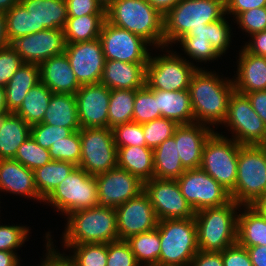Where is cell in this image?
<instances>
[{"mask_svg":"<svg viewBox=\"0 0 266 266\" xmlns=\"http://www.w3.org/2000/svg\"><path fill=\"white\" fill-rule=\"evenodd\" d=\"M214 71L198 68L192 75L188 88L194 122L205 124H222L226 117L229 99L234 92L233 80L219 78ZM217 123V124H216Z\"/></svg>","mask_w":266,"mask_h":266,"instance_id":"cell-1","label":"cell"},{"mask_svg":"<svg viewBox=\"0 0 266 266\" xmlns=\"http://www.w3.org/2000/svg\"><path fill=\"white\" fill-rule=\"evenodd\" d=\"M164 15L147 0H113L106 20L140 36L151 46L164 48ZM152 43V44H151Z\"/></svg>","mask_w":266,"mask_h":266,"instance_id":"cell-2","label":"cell"},{"mask_svg":"<svg viewBox=\"0 0 266 266\" xmlns=\"http://www.w3.org/2000/svg\"><path fill=\"white\" fill-rule=\"evenodd\" d=\"M242 209L234 200L221 206L195 212L199 250L222 252L237 242L238 212Z\"/></svg>","mask_w":266,"mask_h":266,"instance_id":"cell-3","label":"cell"},{"mask_svg":"<svg viewBox=\"0 0 266 266\" xmlns=\"http://www.w3.org/2000/svg\"><path fill=\"white\" fill-rule=\"evenodd\" d=\"M63 245L108 244L119 240L115 208L94 206L67 215Z\"/></svg>","mask_w":266,"mask_h":266,"instance_id":"cell-4","label":"cell"},{"mask_svg":"<svg viewBox=\"0 0 266 266\" xmlns=\"http://www.w3.org/2000/svg\"><path fill=\"white\" fill-rule=\"evenodd\" d=\"M226 15L225 0H180L164 15V47Z\"/></svg>","mask_w":266,"mask_h":266,"instance_id":"cell-5","label":"cell"},{"mask_svg":"<svg viewBox=\"0 0 266 266\" xmlns=\"http://www.w3.org/2000/svg\"><path fill=\"white\" fill-rule=\"evenodd\" d=\"M158 266H190L199 251L195 218L163 219L158 222Z\"/></svg>","mask_w":266,"mask_h":266,"instance_id":"cell-6","label":"cell"},{"mask_svg":"<svg viewBox=\"0 0 266 266\" xmlns=\"http://www.w3.org/2000/svg\"><path fill=\"white\" fill-rule=\"evenodd\" d=\"M266 191V146L241 145L237 177L231 199L240 206H253Z\"/></svg>","mask_w":266,"mask_h":266,"instance_id":"cell-7","label":"cell"},{"mask_svg":"<svg viewBox=\"0 0 266 266\" xmlns=\"http://www.w3.org/2000/svg\"><path fill=\"white\" fill-rule=\"evenodd\" d=\"M240 144L234 139L213 132L206 140L200 169L231 192L236 183Z\"/></svg>","mask_w":266,"mask_h":266,"instance_id":"cell-8","label":"cell"},{"mask_svg":"<svg viewBox=\"0 0 266 266\" xmlns=\"http://www.w3.org/2000/svg\"><path fill=\"white\" fill-rule=\"evenodd\" d=\"M66 215L98 205L96 178L76 167L44 200Z\"/></svg>","mask_w":266,"mask_h":266,"instance_id":"cell-9","label":"cell"},{"mask_svg":"<svg viewBox=\"0 0 266 266\" xmlns=\"http://www.w3.org/2000/svg\"><path fill=\"white\" fill-rule=\"evenodd\" d=\"M152 57L146 66L145 85L164 91L188 90L192 75L198 69L193 63L174 51ZM174 52V53H173Z\"/></svg>","mask_w":266,"mask_h":266,"instance_id":"cell-10","label":"cell"},{"mask_svg":"<svg viewBox=\"0 0 266 266\" xmlns=\"http://www.w3.org/2000/svg\"><path fill=\"white\" fill-rule=\"evenodd\" d=\"M222 124L230 128L232 139L240 145L266 144V125L252 108L246 94L234 90L229 99L227 117Z\"/></svg>","mask_w":266,"mask_h":266,"instance_id":"cell-11","label":"cell"},{"mask_svg":"<svg viewBox=\"0 0 266 266\" xmlns=\"http://www.w3.org/2000/svg\"><path fill=\"white\" fill-rule=\"evenodd\" d=\"M81 160L78 167L89 175H98L117 167V147L110 128L80 130Z\"/></svg>","mask_w":266,"mask_h":266,"instance_id":"cell-12","label":"cell"},{"mask_svg":"<svg viewBox=\"0 0 266 266\" xmlns=\"http://www.w3.org/2000/svg\"><path fill=\"white\" fill-rule=\"evenodd\" d=\"M99 39L105 60L127 63H148L150 44L134 33L117 27L105 20Z\"/></svg>","mask_w":266,"mask_h":266,"instance_id":"cell-13","label":"cell"},{"mask_svg":"<svg viewBox=\"0 0 266 266\" xmlns=\"http://www.w3.org/2000/svg\"><path fill=\"white\" fill-rule=\"evenodd\" d=\"M176 181L195 212L231 200L230 192L200 168L186 170Z\"/></svg>","mask_w":266,"mask_h":266,"instance_id":"cell-14","label":"cell"},{"mask_svg":"<svg viewBox=\"0 0 266 266\" xmlns=\"http://www.w3.org/2000/svg\"><path fill=\"white\" fill-rule=\"evenodd\" d=\"M144 192L148 195L159 221L195 216L194 209L182 195L176 180L152 178L144 182Z\"/></svg>","mask_w":266,"mask_h":266,"instance_id":"cell-15","label":"cell"},{"mask_svg":"<svg viewBox=\"0 0 266 266\" xmlns=\"http://www.w3.org/2000/svg\"><path fill=\"white\" fill-rule=\"evenodd\" d=\"M98 206L116 208L144 191V182L130 172L115 167L95 175Z\"/></svg>","mask_w":266,"mask_h":266,"instance_id":"cell-16","label":"cell"},{"mask_svg":"<svg viewBox=\"0 0 266 266\" xmlns=\"http://www.w3.org/2000/svg\"><path fill=\"white\" fill-rule=\"evenodd\" d=\"M119 240L151 231L158 226L159 219L148 195L142 191L138 196L115 208Z\"/></svg>","mask_w":266,"mask_h":266,"instance_id":"cell-17","label":"cell"},{"mask_svg":"<svg viewBox=\"0 0 266 266\" xmlns=\"http://www.w3.org/2000/svg\"><path fill=\"white\" fill-rule=\"evenodd\" d=\"M80 85L101 82L105 57L100 39L66 43L64 52Z\"/></svg>","mask_w":266,"mask_h":266,"instance_id":"cell-18","label":"cell"},{"mask_svg":"<svg viewBox=\"0 0 266 266\" xmlns=\"http://www.w3.org/2000/svg\"><path fill=\"white\" fill-rule=\"evenodd\" d=\"M24 63L38 64L65 52L64 29H45L15 39L10 44Z\"/></svg>","mask_w":266,"mask_h":266,"instance_id":"cell-19","label":"cell"},{"mask_svg":"<svg viewBox=\"0 0 266 266\" xmlns=\"http://www.w3.org/2000/svg\"><path fill=\"white\" fill-rule=\"evenodd\" d=\"M110 93L101 83L81 85L75 94L81 129L108 128Z\"/></svg>","mask_w":266,"mask_h":266,"instance_id":"cell-20","label":"cell"},{"mask_svg":"<svg viewBox=\"0 0 266 266\" xmlns=\"http://www.w3.org/2000/svg\"><path fill=\"white\" fill-rule=\"evenodd\" d=\"M213 132L214 130L207 125L195 122L176 127L173 136L185 170L200 167L205 142Z\"/></svg>","mask_w":266,"mask_h":266,"instance_id":"cell-21","label":"cell"},{"mask_svg":"<svg viewBox=\"0 0 266 266\" xmlns=\"http://www.w3.org/2000/svg\"><path fill=\"white\" fill-rule=\"evenodd\" d=\"M39 68L40 81L53 93L75 95L81 87L65 53L48 58Z\"/></svg>","mask_w":266,"mask_h":266,"instance_id":"cell-22","label":"cell"},{"mask_svg":"<svg viewBox=\"0 0 266 266\" xmlns=\"http://www.w3.org/2000/svg\"><path fill=\"white\" fill-rule=\"evenodd\" d=\"M18 194L25 198H34L40 202L44 200L39 196L34 171L25 167L15 159L0 160V191Z\"/></svg>","mask_w":266,"mask_h":266,"instance_id":"cell-23","label":"cell"},{"mask_svg":"<svg viewBox=\"0 0 266 266\" xmlns=\"http://www.w3.org/2000/svg\"><path fill=\"white\" fill-rule=\"evenodd\" d=\"M147 63L105 60L101 84L110 90H138L145 86Z\"/></svg>","mask_w":266,"mask_h":266,"instance_id":"cell-24","label":"cell"},{"mask_svg":"<svg viewBox=\"0 0 266 266\" xmlns=\"http://www.w3.org/2000/svg\"><path fill=\"white\" fill-rule=\"evenodd\" d=\"M234 89L242 94L266 90V57L248 52L244 47L237 60Z\"/></svg>","mask_w":266,"mask_h":266,"instance_id":"cell-25","label":"cell"},{"mask_svg":"<svg viewBox=\"0 0 266 266\" xmlns=\"http://www.w3.org/2000/svg\"><path fill=\"white\" fill-rule=\"evenodd\" d=\"M32 15L33 33L45 29H64L68 11L65 0H19Z\"/></svg>","mask_w":266,"mask_h":266,"instance_id":"cell-26","label":"cell"},{"mask_svg":"<svg viewBox=\"0 0 266 266\" xmlns=\"http://www.w3.org/2000/svg\"><path fill=\"white\" fill-rule=\"evenodd\" d=\"M31 135V125L11 111L0 112V160L14 159L19 146Z\"/></svg>","mask_w":266,"mask_h":266,"instance_id":"cell-27","label":"cell"},{"mask_svg":"<svg viewBox=\"0 0 266 266\" xmlns=\"http://www.w3.org/2000/svg\"><path fill=\"white\" fill-rule=\"evenodd\" d=\"M150 90L155 95L161 117L173 120L178 125L194 123V113L188 90Z\"/></svg>","mask_w":266,"mask_h":266,"instance_id":"cell-28","label":"cell"},{"mask_svg":"<svg viewBox=\"0 0 266 266\" xmlns=\"http://www.w3.org/2000/svg\"><path fill=\"white\" fill-rule=\"evenodd\" d=\"M39 82V65L23 63L5 86L6 110L14 113L21 106L28 91Z\"/></svg>","mask_w":266,"mask_h":266,"instance_id":"cell-29","label":"cell"},{"mask_svg":"<svg viewBox=\"0 0 266 266\" xmlns=\"http://www.w3.org/2000/svg\"><path fill=\"white\" fill-rule=\"evenodd\" d=\"M41 123L69 128L73 131L81 130L78 120L76 96L53 93Z\"/></svg>","mask_w":266,"mask_h":266,"instance_id":"cell-30","label":"cell"},{"mask_svg":"<svg viewBox=\"0 0 266 266\" xmlns=\"http://www.w3.org/2000/svg\"><path fill=\"white\" fill-rule=\"evenodd\" d=\"M117 166L146 182L154 178L153 149L146 146H126L117 149Z\"/></svg>","mask_w":266,"mask_h":266,"instance_id":"cell-31","label":"cell"},{"mask_svg":"<svg viewBox=\"0 0 266 266\" xmlns=\"http://www.w3.org/2000/svg\"><path fill=\"white\" fill-rule=\"evenodd\" d=\"M238 214L237 242L244 248L266 246V218L254 206Z\"/></svg>","mask_w":266,"mask_h":266,"instance_id":"cell-32","label":"cell"},{"mask_svg":"<svg viewBox=\"0 0 266 266\" xmlns=\"http://www.w3.org/2000/svg\"><path fill=\"white\" fill-rule=\"evenodd\" d=\"M154 178L177 180L186 170L181 164L175 137L153 149Z\"/></svg>","mask_w":266,"mask_h":266,"instance_id":"cell-33","label":"cell"},{"mask_svg":"<svg viewBox=\"0 0 266 266\" xmlns=\"http://www.w3.org/2000/svg\"><path fill=\"white\" fill-rule=\"evenodd\" d=\"M106 14L68 17L64 28L66 43L88 42L99 38Z\"/></svg>","mask_w":266,"mask_h":266,"instance_id":"cell-34","label":"cell"},{"mask_svg":"<svg viewBox=\"0 0 266 266\" xmlns=\"http://www.w3.org/2000/svg\"><path fill=\"white\" fill-rule=\"evenodd\" d=\"M52 94L53 92L40 81L28 91L21 106L14 113L29 125L41 123Z\"/></svg>","mask_w":266,"mask_h":266,"instance_id":"cell-35","label":"cell"},{"mask_svg":"<svg viewBox=\"0 0 266 266\" xmlns=\"http://www.w3.org/2000/svg\"><path fill=\"white\" fill-rule=\"evenodd\" d=\"M76 167L71 162L51 160L44 166L36 168L34 178L39 196L45 200Z\"/></svg>","mask_w":266,"mask_h":266,"instance_id":"cell-36","label":"cell"},{"mask_svg":"<svg viewBox=\"0 0 266 266\" xmlns=\"http://www.w3.org/2000/svg\"><path fill=\"white\" fill-rule=\"evenodd\" d=\"M126 241L140 266L158 265L161 248L157 228L131 236Z\"/></svg>","mask_w":266,"mask_h":266,"instance_id":"cell-37","label":"cell"},{"mask_svg":"<svg viewBox=\"0 0 266 266\" xmlns=\"http://www.w3.org/2000/svg\"><path fill=\"white\" fill-rule=\"evenodd\" d=\"M136 90H111L108 109V128L133 121Z\"/></svg>","mask_w":266,"mask_h":266,"instance_id":"cell-38","label":"cell"},{"mask_svg":"<svg viewBox=\"0 0 266 266\" xmlns=\"http://www.w3.org/2000/svg\"><path fill=\"white\" fill-rule=\"evenodd\" d=\"M223 17L213 23L206 24L199 29H190L189 33L184 36H195L197 38L208 39L214 51L221 57L230 47L231 27Z\"/></svg>","mask_w":266,"mask_h":266,"instance_id":"cell-39","label":"cell"},{"mask_svg":"<svg viewBox=\"0 0 266 266\" xmlns=\"http://www.w3.org/2000/svg\"><path fill=\"white\" fill-rule=\"evenodd\" d=\"M6 34L10 44L17 38L33 34L32 15L18 2L5 12Z\"/></svg>","mask_w":266,"mask_h":266,"instance_id":"cell-40","label":"cell"},{"mask_svg":"<svg viewBox=\"0 0 266 266\" xmlns=\"http://www.w3.org/2000/svg\"><path fill=\"white\" fill-rule=\"evenodd\" d=\"M157 100L154 93L145 85L136 90L134 99L133 122L143 124L160 118Z\"/></svg>","mask_w":266,"mask_h":266,"instance_id":"cell-41","label":"cell"},{"mask_svg":"<svg viewBox=\"0 0 266 266\" xmlns=\"http://www.w3.org/2000/svg\"><path fill=\"white\" fill-rule=\"evenodd\" d=\"M14 159L33 171L51 161L48 149L36 143L31 135L19 146Z\"/></svg>","mask_w":266,"mask_h":266,"instance_id":"cell-42","label":"cell"},{"mask_svg":"<svg viewBox=\"0 0 266 266\" xmlns=\"http://www.w3.org/2000/svg\"><path fill=\"white\" fill-rule=\"evenodd\" d=\"M73 250L72 256L78 266H106L107 244L105 243H84L80 245H63Z\"/></svg>","mask_w":266,"mask_h":266,"instance_id":"cell-43","label":"cell"},{"mask_svg":"<svg viewBox=\"0 0 266 266\" xmlns=\"http://www.w3.org/2000/svg\"><path fill=\"white\" fill-rule=\"evenodd\" d=\"M48 151L51 160L67 161L79 166L81 160L80 130L54 142Z\"/></svg>","mask_w":266,"mask_h":266,"instance_id":"cell-44","label":"cell"},{"mask_svg":"<svg viewBox=\"0 0 266 266\" xmlns=\"http://www.w3.org/2000/svg\"><path fill=\"white\" fill-rule=\"evenodd\" d=\"M178 124L170 119L160 117L142 124L146 147L156 148L172 137Z\"/></svg>","mask_w":266,"mask_h":266,"instance_id":"cell-45","label":"cell"},{"mask_svg":"<svg viewBox=\"0 0 266 266\" xmlns=\"http://www.w3.org/2000/svg\"><path fill=\"white\" fill-rule=\"evenodd\" d=\"M184 53L197 62H207L216 60L220 56L214 51L208 39L197 38L195 36H183L179 40Z\"/></svg>","mask_w":266,"mask_h":266,"instance_id":"cell-46","label":"cell"},{"mask_svg":"<svg viewBox=\"0 0 266 266\" xmlns=\"http://www.w3.org/2000/svg\"><path fill=\"white\" fill-rule=\"evenodd\" d=\"M117 149L126 146H146L142 124L128 122L117 125L112 129Z\"/></svg>","mask_w":266,"mask_h":266,"instance_id":"cell-47","label":"cell"},{"mask_svg":"<svg viewBox=\"0 0 266 266\" xmlns=\"http://www.w3.org/2000/svg\"><path fill=\"white\" fill-rule=\"evenodd\" d=\"M73 132L74 131L69 128L52 126L45 123L31 125L32 138L45 149H49L54 142L56 143L68 137Z\"/></svg>","mask_w":266,"mask_h":266,"instance_id":"cell-48","label":"cell"},{"mask_svg":"<svg viewBox=\"0 0 266 266\" xmlns=\"http://www.w3.org/2000/svg\"><path fill=\"white\" fill-rule=\"evenodd\" d=\"M106 266H140L126 240H117L107 244Z\"/></svg>","mask_w":266,"mask_h":266,"instance_id":"cell-49","label":"cell"},{"mask_svg":"<svg viewBox=\"0 0 266 266\" xmlns=\"http://www.w3.org/2000/svg\"><path fill=\"white\" fill-rule=\"evenodd\" d=\"M29 230L27 226L0 225V251L16 252L28 238Z\"/></svg>","mask_w":266,"mask_h":266,"instance_id":"cell-50","label":"cell"},{"mask_svg":"<svg viewBox=\"0 0 266 266\" xmlns=\"http://www.w3.org/2000/svg\"><path fill=\"white\" fill-rule=\"evenodd\" d=\"M242 31L249 33L248 36L266 30V6L253 8L240 13L236 20Z\"/></svg>","mask_w":266,"mask_h":266,"instance_id":"cell-51","label":"cell"},{"mask_svg":"<svg viewBox=\"0 0 266 266\" xmlns=\"http://www.w3.org/2000/svg\"><path fill=\"white\" fill-rule=\"evenodd\" d=\"M23 60L15 49L8 45L0 49V86L5 87L16 71L22 66Z\"/></svg>","mask_w":266,"mask_h":266,"instance_id":"cell-52","label":"cell"},{"mask_svg":"<svg viewBox=\"0 0 266 266\" xmlns=\"http://www.w3.org/2000/svg\"><path fill=\"white\" fill-rule=\"evenodd\" d=\"M68 17L91 14H106V9L97 0H65Z\"/></svg>","mask_w":266,"mask_h":266,"instance_id":"cell-53","label":"cell"},{"mask_svg":"<svg viewBox=\"0 0 266 266\" xmlns=\"http://www.w3.org/2000/svg\"><path fill=\"white\" fill-rule=\"evenodd\" d=\"M221 253L224 266H252L247 249L238 242L228 246Z\"/></svg>","mask_w":266,"mask_h":266,"instance_id":"cell-54","label":"cell"},{"mask_svg":"<svg viewBox=\"0 0 266 266\" xmlns=\"http://www.w3.org/2000/svg\"><path fill=\"white\" fill-rule=\"evenodd\" d=\"M47 242L46 249L48 252L45 254V259L42 261L39 266H78L76 260L71 255L65 256V254L58 253L57 249L55 250L52 238L49 232L46 234Z\"/></svg>","mask_w":266,"mask_h":266,"instance_id":"cell-55","label":"cell"},{"mask_svg":"<svg viewBox=\"0 0 266 266\" xmlns=\"http://www.w3.org/2000/svg\"><path fill=\"white\" fill-rule=\"evenodd\" d=\"M226 14L237 17L240 13L266 6V0H225Z\"/></svg>","mask_w":266,"mask_h":266,"instance_id":"cell-56","label":"cell"},{"mask_svg":"<svg viewBox=\"0 0 266 266\" xmlns=\"http://www.w3.org/2000/svg\"><path fill=\"white\" fill-rule=\"evenodd\" d=\"M190 266H224L221 252H205L199 250Z\"/></svg>","mask_w":266,"mask_h":266,"instance_id":"cell-57","label":"cell"},{"mask_svg":"<svg viewBox=\"0 0 266 266\" xmlns=\"http://www.w3.org/2000/svg\"><path fill=\"white\" fill-rule=\"evenodd\" d=\"M252 108L266 125V90L246 93Z\"/></svg>","mask_w":266,"mask_h":266,"instance_id":"cell-58","label":"cell"},{"mask_svg":"<svg viewBox=\"0 0 266 266\" xmlns=\"http://www.w3.org/2000/svg\"><path fill=\"white\" fill-rule=\"evenodd\" d=\"M252 40L244 48L255 55L266 57V30L250 36Z\"/></svg>","mask_w":266,"mask_h":266,"instance_id":"cell-59","label":"cell"},{"mask_svg":"<svg viewBox=\"0 0 266 266\" xmlns=\"http://www.w3.org/2000/svg\"><path fill=\"white\" fill-rule=\"evenodd\" d=\"M252 266H266V246L246 247Z\"/></svg>","mask_w":266,"mask_h":266,"instance_id":"cell-60","label":"cell"},{"mask_svg":"<svg viewBox=\"0 0 266 266\" xmlns=\"http://www.w3.org/2000/svg\"><path fill=\"white\" fill-rule=\"evenodd\" d=\"M162 15L170 11L180 0H147Z\"/></svg>","mask_w":266,"mask_h":266,"instance_id":"cell-61","label":"cell"},{"mask_svg":"<svg viewBox=\"0 0 266 266\" xmlns=\"http://www.w3.org/2000/svg\"><path fill=\"white\" fill-rule=\"evenodd\" d=\"M20 258L16 252L0 251V266H18Z\"/></svg>","mask_w":266,"mask_h":266,"instance_id":"cell-62","label":"cell"},{"mask_svg":"<svg viewBox=\"0 0 266 266\" xmlns=\"http://www.w3.org/2000/svg\"><path fill=\"white\" fill-rule=\"evenodd\" d=\"M10 45L6 34V17L4 12H0V49Z\"/></svg>","mask_w":266,"mask_h":266,"instance_id":"cell-63","label":"cell"},{"mask_svg":"<svg viewBox=\"0 0 266 266\" xmlns=\"http://www.w3.org/2000/svg\"><path fill=\"white\" fill-rule=\"evenodd\" d=\"M266 218V191L253 205Z\"/></svg>","mask_w":266,"mask_h":266,"instance_id":"cell-64","label":"cell"},{"mask_svg":"<svg viewBox=\"0 0 266 266\" xmlns=\"http://www.w3.org/2000/svg\"><path fill=\"white\" fill-rule=\"evenodd\" d=\"M19 0H0V12H7L15 6Z\"/></svg>","mask_w":266,"mask_h":266,"instance_id":"cell-65","label":"cell"},{"mask_svg":"<svg viewBox=\"0 0 266 266\" xmlns=\"http://www.w3.org/2000/svg\"><path fill=\"white\" fill-rule=\"evenodd\" d=\"M6 110L5 105V87L0 86V112Z\"/></svg>","mask_w":266,"mask_h":266,"instance_id":"cell-66","label":"cell"},{"mask_svg":"<svg viewBox=\"0 0 266 266\" xmlns=\"http://www.w3.org/2000/svg\"><path fill=\"white\" fill-rule=\"evenodd\" d=\"M105 9L113 2V0H97Z\"/></svg>","mask_w":266,"mask_h":266,"instance_id":"cell-67","label":"cell"}]
</instances>
